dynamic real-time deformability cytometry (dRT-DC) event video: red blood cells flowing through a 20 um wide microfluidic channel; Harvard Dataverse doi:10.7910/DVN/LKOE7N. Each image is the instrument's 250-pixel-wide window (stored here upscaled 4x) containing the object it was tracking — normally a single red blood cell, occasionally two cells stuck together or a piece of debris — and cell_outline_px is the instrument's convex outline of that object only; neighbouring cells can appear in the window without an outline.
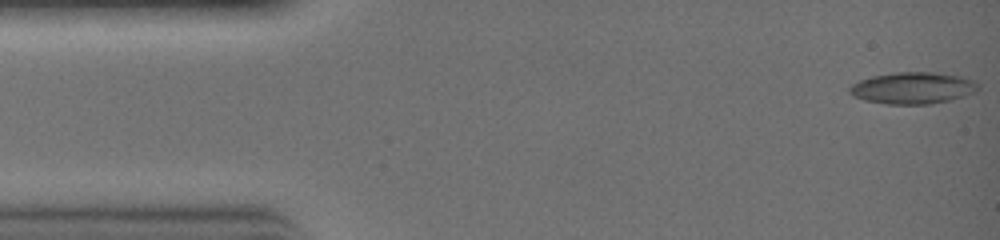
{"species": "common noctule bat (a hibernating species)", "species_latin": "Nyctalus noctula", "temperature_condition": "warm", "stored_images_in_passage": 3, "camera_frame_rate_fps": 3000, "um_per_image_px": 0.085, "animal": {"sex": "female", "body_mass_g": 19.0, "forearm_length_mm": 51.5}, "frame": {"image": 1, "passage_image": 1, "time_ms": 0.0, "image_size_px": [1000, 240], "cell_outline_px": [[980, 88], [972, 92], [948, 100], [928, 104], [888, 104], [868, 100], [856, 96], [848, 92], [848, 88], [852, 84], [860, 80], [872, 76], [900, 72], [932, 72], [956, 76], [976, 80], [980, 84]], "centroid_in_image_um": [77.59, 7.47], "position_along_channel_um": 7.4, "area_um2": 23.24}}